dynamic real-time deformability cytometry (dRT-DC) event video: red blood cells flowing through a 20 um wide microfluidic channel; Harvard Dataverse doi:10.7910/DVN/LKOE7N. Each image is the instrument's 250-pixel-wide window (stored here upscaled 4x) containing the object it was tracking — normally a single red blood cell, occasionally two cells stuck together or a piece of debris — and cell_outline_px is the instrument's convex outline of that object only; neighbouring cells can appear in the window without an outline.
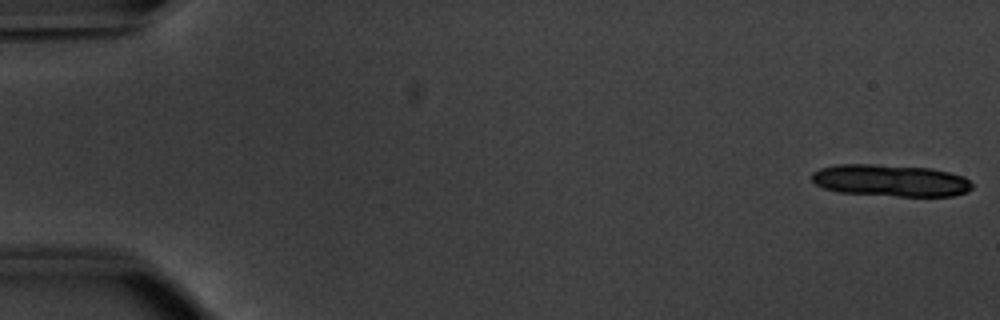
{"species": "common noctule bat (a hibernating species)", "species_latin": "Nyctalus noctula", "temperature_condition": "warm", "stored_images_in_passage": 13, "camera_frame_rate_fps": 3000, "um_per_image_px": 0.085, "animal": {"sex": "male", "body_mass_g": 20.1, "forearm_length_mm": 53.5}, "frame": {"image": 1, "passage_image": 1, "time_ms": 0.0, "image_size_px": [1000, 320], "cell_outline_px": [[972, 188], [968, 192], [952, 196], [896, 196], [840, 192], [824, 188], [816, 184], [812, 180], [812, 172], [820, 168], [836, 164], [872, 164], [932, 168], [964, 176], [972, 184]], "centroid_in_image_um": [75.7, 15.34], "position_along_channel_um": 9.3, "area_um2": 29.88}}